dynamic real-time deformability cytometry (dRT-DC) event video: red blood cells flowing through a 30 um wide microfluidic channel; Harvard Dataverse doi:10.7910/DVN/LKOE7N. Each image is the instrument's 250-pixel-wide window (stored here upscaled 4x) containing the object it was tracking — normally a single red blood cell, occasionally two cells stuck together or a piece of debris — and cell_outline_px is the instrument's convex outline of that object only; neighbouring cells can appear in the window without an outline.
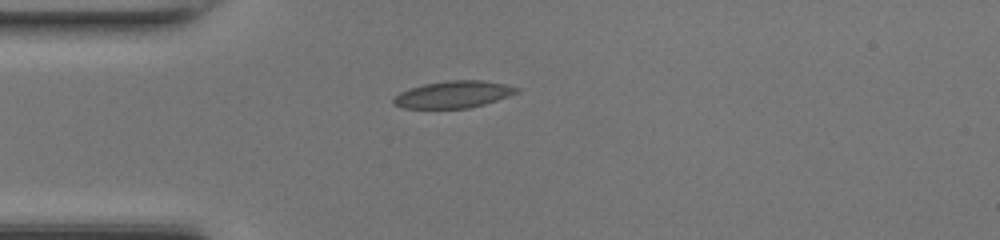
{"species": "common noctule bat (a hibernating species)", "species_latin": "Nyctalus noctula", "temperature_condition": "room temperature", "stored_images_in_passage": 36, "camera_frame_rate_fps": 3000, "um_per_image_px": 0.085, "animal": {"sex": "female", "body_mass_g": 17.0, "forearm_length_mm": 48.0}, "frame": {"image": 1, "passage_image": 1, "time_ms": 0.0, "image_size_px": [1000, 240], "cell_outline_px": [[520, 92], [484, 104], [468, 108], [404, 108], [392, 104], [392, 100], [400, 92], [424, 84], [448, 80], [480, 80], [504, 84], [520, 88]], "centroid_in_image_um": [38.54, 8.03], "position_along_channel_um": 46.5, "area_um2": 19.19}}
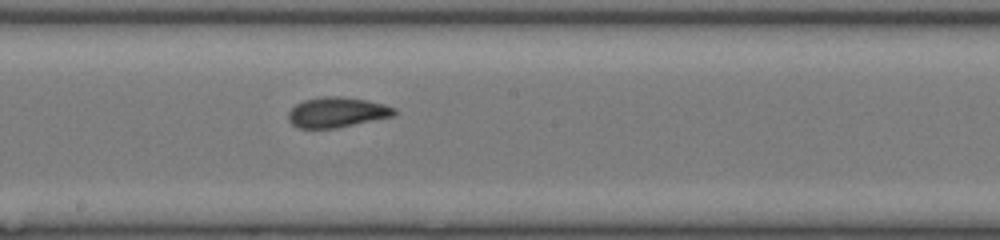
{"frame": {"image": 2, "passage_image": 14, "time_ms": 4.333, "image_size_px": [1000, 240], "cell_outline_px": [[396, 112], [392, 116], [336, 128], [296, 128], [288, 120], [288, 112], [296, 104], [304, 100], [320, 96], [340, 96], [364, 100], [384, 104], [396, 108]], "centroid_in_image_um": [28.6, 9.54], "position_along_channel_um": 219.6, "area_um2": 18.55}}
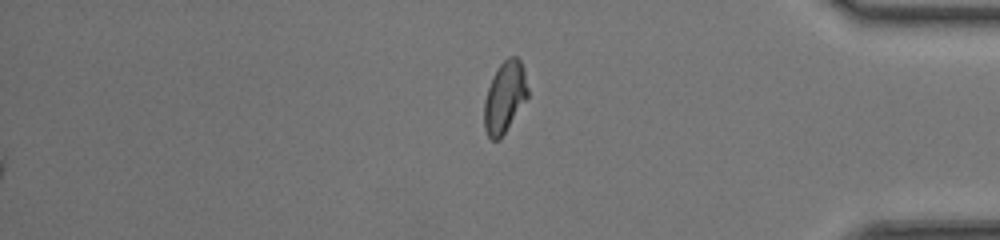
{"frame": {"image": 3, "passage_image": 28, "time_ms": 9.0, "image_size_px": [1000, 240], "cell_outline_px": [[528, 96], [500, 140], [492, 140], [488, 136], [484, 128], [484, 100], [492, 76], [500, 64], [508, 56], [516, 56], [520, 60], [524, 72], [528, 88]], "centroid_in_image_um": [42.88, 8.26], "position_along_channel_um": 392.3, "area_um2": 18.03}, "authors_computed_cell_mechanics": {"area_um2": 18.3804, "velocity_mm_per_s": 4.3206, "shape_relaxation_time_tau1_ms": null, "shape_relaxation_time_tau2_ms": 1.0318, "deformation_change_tau1": null, "deformation_change_tau2": 0.065}}